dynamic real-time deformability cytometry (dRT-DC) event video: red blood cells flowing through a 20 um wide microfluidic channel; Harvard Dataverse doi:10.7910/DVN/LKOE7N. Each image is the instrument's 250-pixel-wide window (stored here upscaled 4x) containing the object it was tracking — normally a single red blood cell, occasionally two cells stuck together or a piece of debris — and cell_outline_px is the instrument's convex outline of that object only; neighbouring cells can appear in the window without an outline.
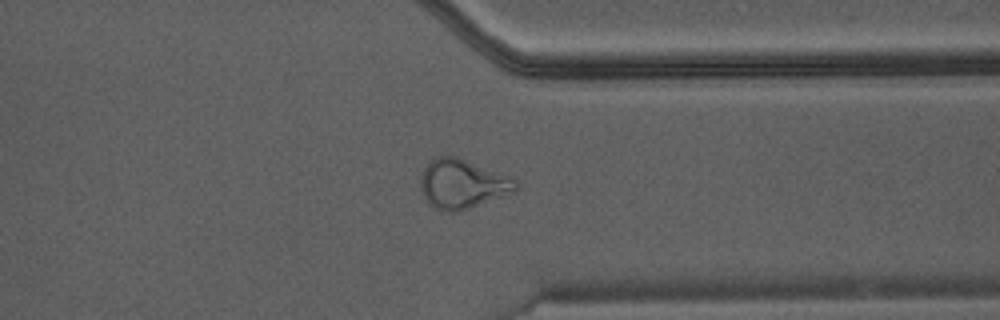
{"species": "Egyptian fruit bat (a non-hibernating species)", "species_latin": "Rousettus aegyptiacus", "temperature_condition": "warm", "stored_images_in_passage": 35, "camera_frame_rate_fps": 3000, "um_per_image_px": 0.085, "animal": {"sex": "male"}, "frame": {"image": 1, "passage_image": 25, "time_ms": 8.0, "image_size_px": [1000, 320], "cell_outline_px": [[520, 184], [512, 192], [460, 212], [448, 212], [436, 208], [428, 204], [420, 188], [420, 176], [424, 168], [432, 156], [456, 156], [516, 176], [520, 180]], "centroid_in_image_um": [39.34, 15.6], "position_along_channel_um": 372.1, "area_um2": 28.09}}